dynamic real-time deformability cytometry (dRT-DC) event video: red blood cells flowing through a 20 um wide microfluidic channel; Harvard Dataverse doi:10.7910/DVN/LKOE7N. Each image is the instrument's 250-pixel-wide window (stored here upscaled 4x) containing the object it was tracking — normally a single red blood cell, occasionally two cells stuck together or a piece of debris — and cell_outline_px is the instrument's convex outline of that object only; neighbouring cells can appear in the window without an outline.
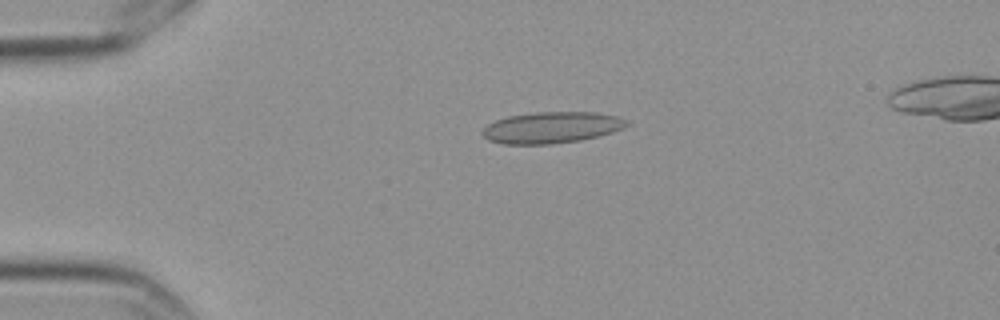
{"species": "Egyptian fruit bat (a non-hibernating species)", "species_latin": "Rousettus aegyptiacus", "temperature_condition": "cold", "stored_images_in_passage": 2, "camera_frame_rate_fps": 3000, "um_per_image_px": 0.085, "frame": {"image": 1, "passage_image": 1, "time_ms": 0.0, "image_size_px": [1000, 320], "cell_outline_px": [[628, 124], [624, 128], [600, 136], [580, 140], [552, 144], [504, 144], [488, 140], [480, 132], [488, 124], [496, 120], [508, 116], [536, 112], [596, 112], [616, 116], [628, 120]], "centroid_in_image_um": [46.89, 10.84], "position_along_channel_um": 38.1, "area_um2": 26.41}}